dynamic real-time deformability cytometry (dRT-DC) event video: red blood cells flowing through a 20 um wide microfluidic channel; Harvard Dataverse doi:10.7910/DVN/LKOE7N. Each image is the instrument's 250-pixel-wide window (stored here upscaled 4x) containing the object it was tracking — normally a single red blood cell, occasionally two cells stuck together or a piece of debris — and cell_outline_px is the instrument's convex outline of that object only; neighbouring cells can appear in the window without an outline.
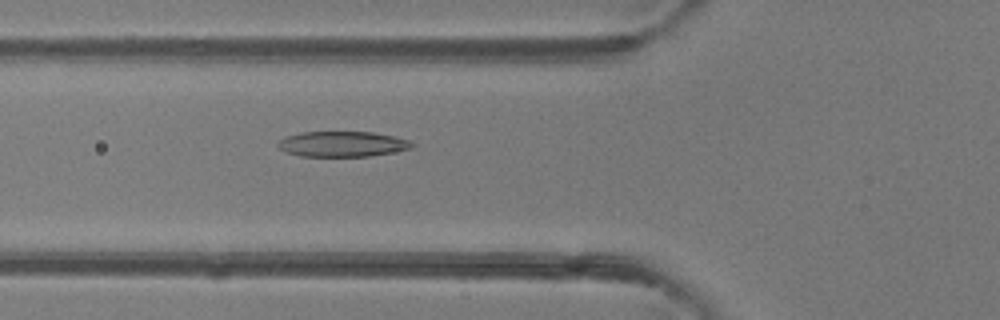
{"species": "common noctule bat (a hibernating species)", "species_latin": "Nyctalus noctula", "temperature_condition": "room temperature", "stored_images_in_passage": 49, "camera_frame_rate_fps": 3000, "um_per_image_px": 0.085, "animal": {"sex": "female"}, "frame": {"image": 1, "passage_image": 18, "time_ms": 5.667, "image_size_px": [1000, 320], "cell_outline_px": [[416, 144], [412, 148], [392, 152], [368, 156], [300, 156], [288, 152], [280, 148], [276, 144], [280, 140], [288, 136], [300, 132], [372, 132], [392, 136], [408, 140]], "centroid_in_image_um": [29.11, 12.24], "position_along_channel_um": 96.7, "area_um2": 19.59}}
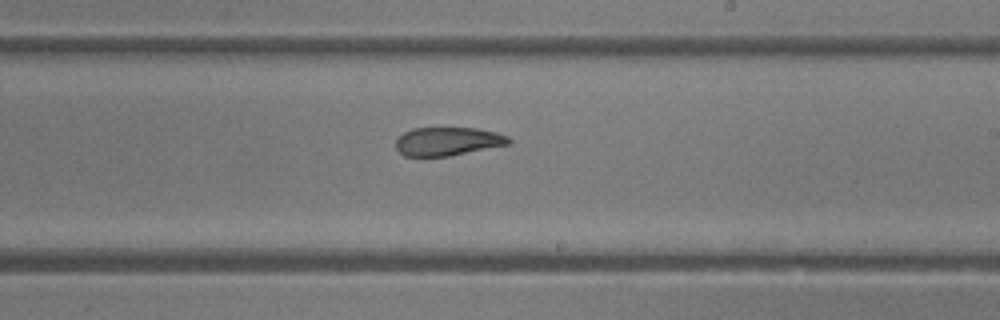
{"frame": {"image": 2, "passage_image": 29, "time_ms": 9.333, "image_size_px": [1000, 320], "cell_outline_px": [[512, 140], [508, 144], [448, 156], [404, 156], [396, 148], [396, 140], [404, 132], [412, 128], [476, 128], [496, 132], [508, 136]], "centroid_in_image_um": [38.04, 12.01], "position_along_channel_um": 251.0, "area_um2": 18.55}}
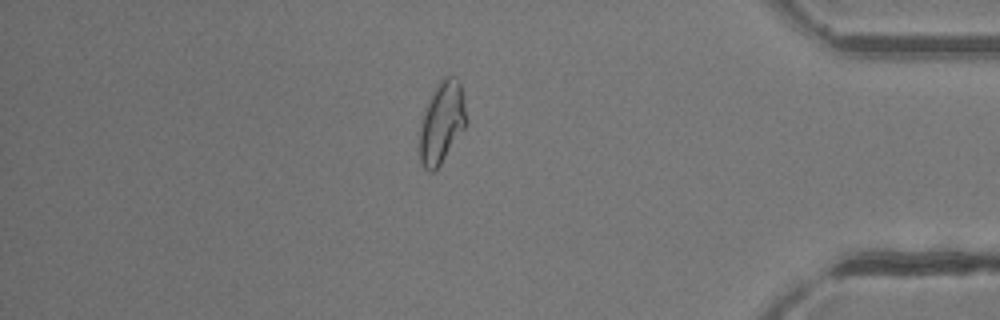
{"frame": {"image": 3, "passage_image": 42, "time_ms": 13.667, "image_size_px": [1000, 320], "cell_outline_px": [[468, 124], [440, 164], [432, 172], [428, 172], [424, 168], [420, 160], [420, 120], [436, 84], [444, 76], [456, 76], [460, 80], [468, 120]], "centroid_in_image_um": [37.58, 10.37], "position_along_channel_um": 397.6, "area_um2": 22.43}, "authors_computed_cell_mechanics": {"area_um2": 21.3282, "velocity_mm_per_s": 4.1858, "shape_relaxation_time_tau1_ms": null, "shape_relaxation_time_tau2_ms": 3.3787, "deformation_change_tau1": null, "deformation_change_tau2": 0.1149}}